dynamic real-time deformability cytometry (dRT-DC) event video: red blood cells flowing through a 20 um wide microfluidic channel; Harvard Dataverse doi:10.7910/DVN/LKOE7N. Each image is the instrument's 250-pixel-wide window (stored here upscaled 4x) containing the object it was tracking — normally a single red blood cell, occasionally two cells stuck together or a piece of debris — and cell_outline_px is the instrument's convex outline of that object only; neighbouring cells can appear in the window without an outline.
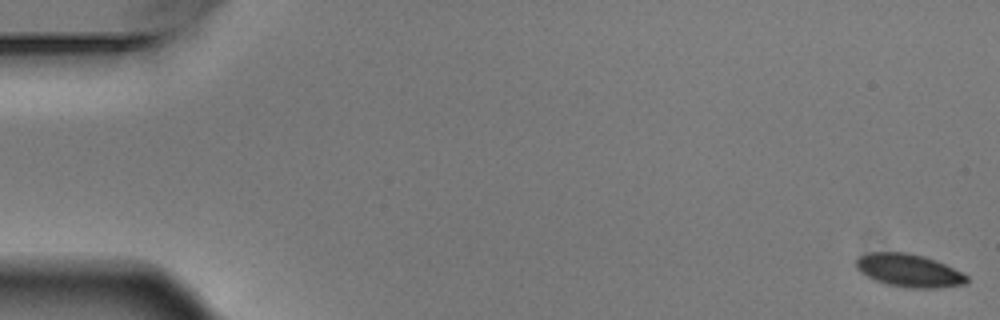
{"species": "Egyptian fruit bat (a non-hibernating species)", "species_latin": "Rousettus aegyptiacus", "temperature_condition": "warm", "stored_images_in_passage": 6, "camera_frame_rate_fps": 3000, "um_per_image_px": 0.085, "animal": {"sex": "male"}, "frame": {"image": 1, "passage_image": 1, "time_ms": 0.0, "image_size_px": [1000, 320], "cell_outline_px": [[968, 284], [940, 288], [908, 288], [884, 284], [860, 272], [856, 268], [856, 256], [872, 252], [908, 252], [924, 256], [936, 260], [968, 276]], "centroid_in_image_um": [77.25, 22.99], "position_along_channel_um": 7.7, "area_um2": 21.44}}
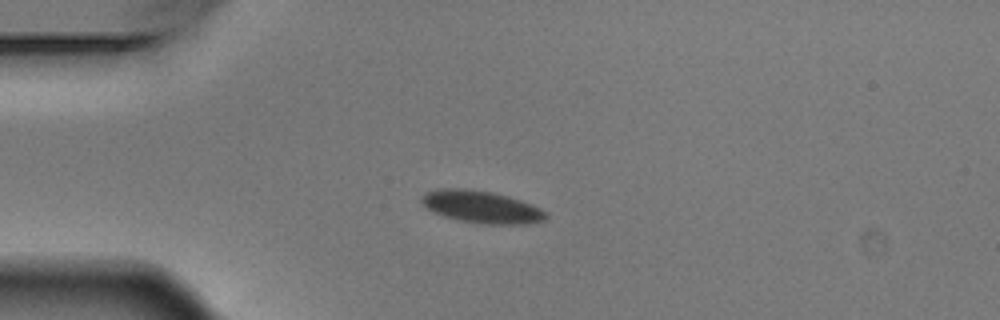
{"frame": {"image": 2, "passage_image": 5, "time_ms": 1.333, "image_size_px": [1000, 320], "cell_outline_px": [[548, 216], [544, 220], [528, 224], [484, 224], [456, 220], [432, 212], [420, 200], [428, 192], [436, 188], [464, 188], [492, 192], [508, 196], [532, 204], [548, 212]], "centroid_in_image_um": [40.95, 17.59], "position_along_channel_um": 44.0, "area_um2": 23.47}}